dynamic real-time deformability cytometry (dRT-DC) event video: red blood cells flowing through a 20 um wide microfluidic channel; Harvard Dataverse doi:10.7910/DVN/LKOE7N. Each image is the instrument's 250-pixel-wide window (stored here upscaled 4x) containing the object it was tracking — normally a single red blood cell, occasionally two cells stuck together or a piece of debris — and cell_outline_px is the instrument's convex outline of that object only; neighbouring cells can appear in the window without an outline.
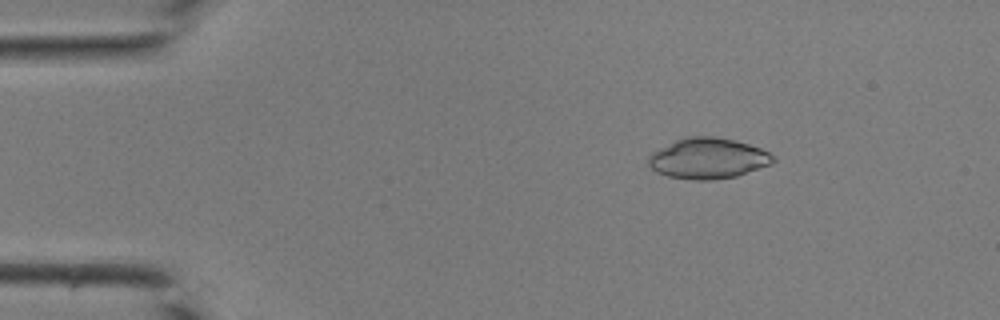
{"species": "common noctule bat (a hibernating species)", "species_latin": "Nyctalus noctula", "temperature_condition": "room temperature", "stored_images_in_passage": 42, "camera_frame_rate_fps": 3000, "um_per_image_px": 0.085, "animal": {"sex": "male", "body_mass_g": 19.0, "forearm_length_mm": 50.8}, "frame": {"image": 1, "passage_image": 7, "time_ms": 2.0, "image_size_px": [1000, 320], "cell_outline_px": [[776, 160], [768, 164], [736, 176], [712, 180], [696, 180], [668, 176], [656, 172], [648, 164], [648, 156], [652, 152], [684, 136], [712, 136], [732, 140], [748, 144], [760, 148], [776, 156]], "centroid_in_image_um": [60.15, 13.46], "position_along_channel_um": 24.9, "area_um2": 29.3}}
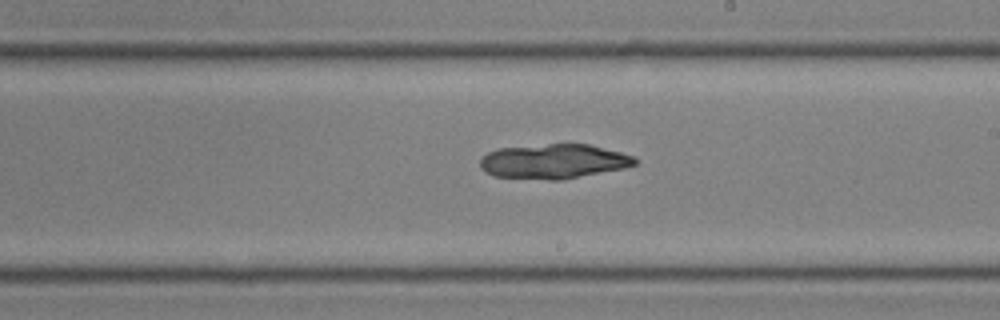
{"frame": {"image": 2, "passage_image": 25, "time_ms": 8.0, "image_size_px": [1000, 320], "cell_outline_px": [[636, 164], [624, 168], [560, 180], [548, 180], [492, 176], [484, 172], [480, 168], [480, 160], [488, 152], [500, 148], [548, 144], [588, 144], [620, 152], [632, 156], [636, 160]], "centroid_in_image_um": [47.02, 13.72], "position_along_channel_um": 242.0, "area_um2": 31.04}}
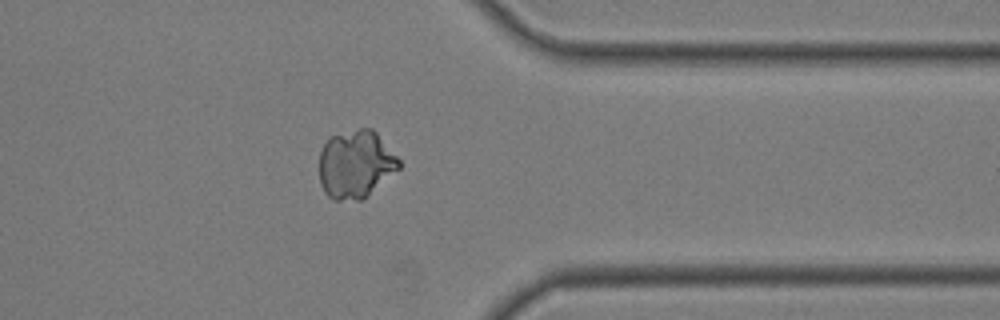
{"frame": {"image": 3, "passage_image": 34, "time_ms": 11.0, "image_size_px": [1000, 320], "cell_outline_px": [[400, 168], [368, 196], [360, 200], [332, 200], [324, 192], [320, 184], [320, 152], [324, 144], [332, 136], [360, 128], [372, 128], [376, 132], [400, 160]], "centroid_in_image_um": [30.24, 13.98], "position_along_channel_um": 381.2, "area_um2": 31.5}}